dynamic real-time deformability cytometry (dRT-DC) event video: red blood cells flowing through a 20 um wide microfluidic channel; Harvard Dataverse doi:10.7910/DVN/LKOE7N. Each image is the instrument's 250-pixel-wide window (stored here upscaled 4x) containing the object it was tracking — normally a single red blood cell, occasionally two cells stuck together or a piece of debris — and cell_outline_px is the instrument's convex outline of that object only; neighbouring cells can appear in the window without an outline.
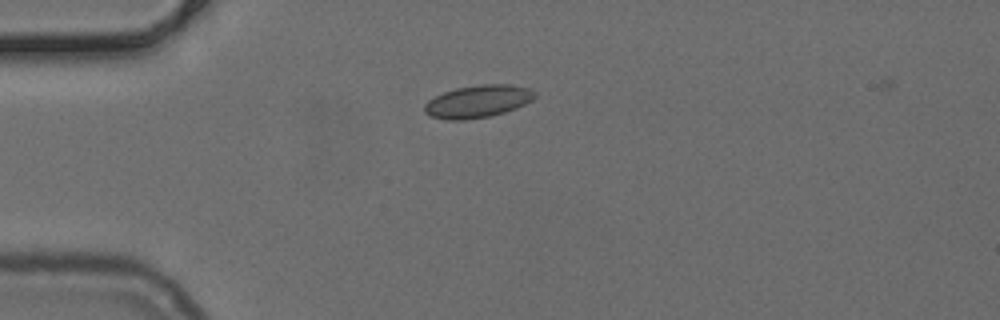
{"species": "common noctule bat (a hibernating species)", "species_latin": "Nyctalus noctula", "temperature_condition": "cold", "stored_images_in_passage": 40, "camera_frame_rate_fps": 3000, "um_per_image_px": 0.085, "animal": {"sex": "female", "body_mass_g": 24.6, "forearm_length_mm": 56.2}, "frame": {"image": 1, "passage_image": 2, "time_ms": 0.333, "image_size_px": [1000, 320], "cell_outline_px": [[536, 96], [532, 100], [516, 108], [504, 112], [488, 116], [464, 120], [448, 120], [432, 116], [424, 112], [424, 104], [428, 100], [444, 92], [456, 88], [480, 84], [508, 84], [532, 88], [536, 92]], "centroid_in_image_um": [40.64, 8.6], "position_along_channel_um": 44.4, "area_um2": 20.87}}
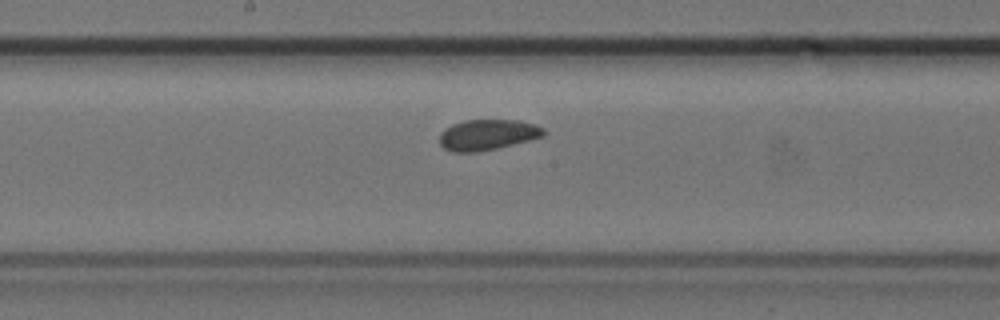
{"frame": {"image": 2, "passage_image": 16, "time_ms": 5.0, "image_size_px": [1000, 320], "cell_outline_px": [[544, 136], [496, 148], [476, 152], [452, 152], [444, 148], [440, 144], [440, 132], [444, 128], [452, 124], [464, 120], [520, 120], [536, 124], [544, 128]], "centroid_in_image_um": [41.42, 11.44], "position_along_channel_um": 206.8, "area_um2": 18.61}}
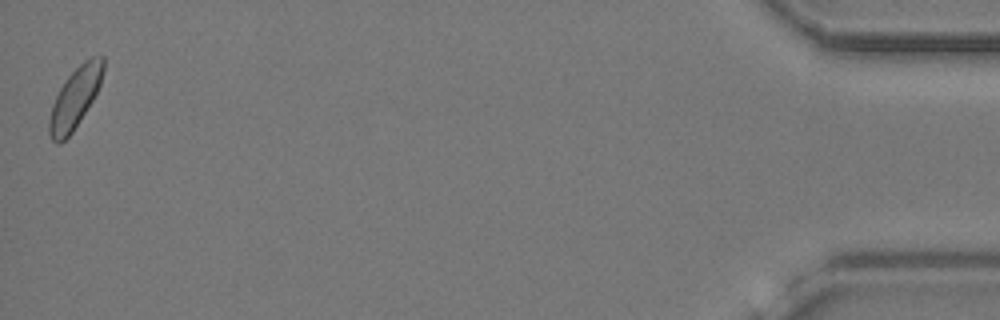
{"frame": {"image": 3, "passage_image": 40, "time_ms": 13.0, "image_size_px": [1000, 320], "cell_outline_px": [[104, 72], [100, 84], [92, 100], [72, 132], [60, 144], [56, 144], [52, 140], [48, 132], [48, 120], [52, 104], [64, 80], [84, 60], [92, 56], [104, 56]], "centroid_in_image_um": [6.36, 8.32], "position_along_channel_um": 428.8, "area_um2": 18.96}}